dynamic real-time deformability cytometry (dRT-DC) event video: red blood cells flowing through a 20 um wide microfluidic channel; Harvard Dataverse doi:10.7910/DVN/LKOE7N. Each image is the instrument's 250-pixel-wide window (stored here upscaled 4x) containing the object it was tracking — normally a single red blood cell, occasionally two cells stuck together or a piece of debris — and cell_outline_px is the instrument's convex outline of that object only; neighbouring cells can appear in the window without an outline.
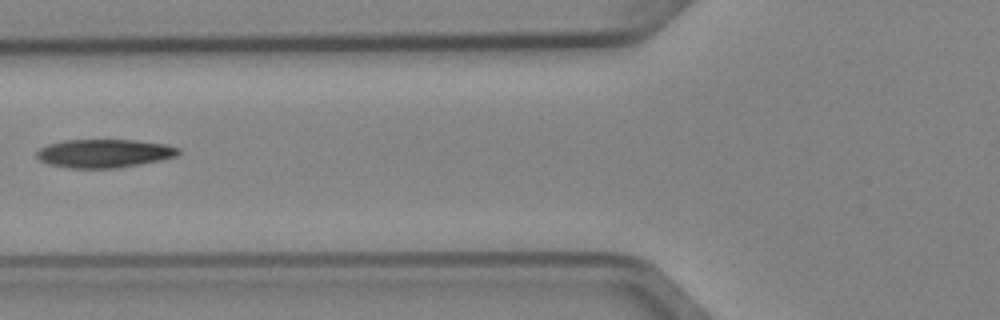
{"species": "Egyptian fruit bat (a non-hibernating species)", "species_latin": "Rousettus aegyptiacus", "temperature_condition": "cold", "stored_images_in_passage": 2, "camera_frame_rate_fps": 3000, "um_per_image_px": 0.085, "animal": {"sex": "female"}, "frame": {"image": 1, "passage_image": 2, "time_ms": 0.333, "image_size_px": [1000, 320], "cell_outline_px": [[180, 152], [176, 156], [160, 160], [140, 164], [112, 168], [68, 168], [48, 164], [40, 160], [36, 156], [36, 152], [40, 148], [48, 144], [64, 140], [136, 140], [164, 144], [180, 148]], "centroid_in_image_um": [8.83, 13.03], "position_along_channel_um": 117.0, "area_um2": 23.41}}